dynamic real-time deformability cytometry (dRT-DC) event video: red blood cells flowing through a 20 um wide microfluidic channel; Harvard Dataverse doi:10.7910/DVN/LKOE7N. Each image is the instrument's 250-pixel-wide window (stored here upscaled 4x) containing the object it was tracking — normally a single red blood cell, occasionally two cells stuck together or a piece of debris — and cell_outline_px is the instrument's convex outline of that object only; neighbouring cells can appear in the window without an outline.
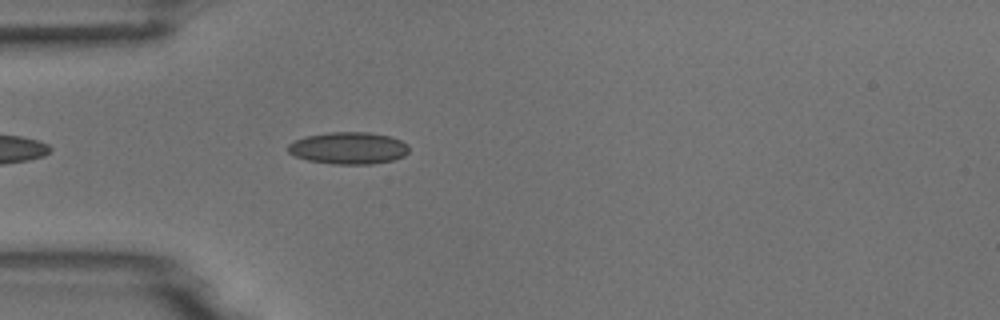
{"species": "common noctule bat (a hibernating species)", "species_latin": "Nyctalus noctula", "temperature_condition": "room temperature", "stored_images_in_passage": 5, "camera_frame_rate_fps": 3000, "um_per_image_px": 0.085, "animal": {"sex": "male", "body_mass_g": 18.8}, "frame": {"image": 1, "passage_image": 5, "time_ms": 4.667, "image_size_px": [1000, 320], "cell_outline_px": [[408, 152], [404, 156], [392, 160], [372, 164], [332, 164], [308, 160], [296, 156], [288, 152], [288, 144], [296, 140], [308, 136], [328, 132], [368, 132], [388, 136], [400, 140], [408, 144]], "centroid_in_image_um": [29.63, 12.59], "position_along_channel_um": 55.4, "area_um2": 22.43}}